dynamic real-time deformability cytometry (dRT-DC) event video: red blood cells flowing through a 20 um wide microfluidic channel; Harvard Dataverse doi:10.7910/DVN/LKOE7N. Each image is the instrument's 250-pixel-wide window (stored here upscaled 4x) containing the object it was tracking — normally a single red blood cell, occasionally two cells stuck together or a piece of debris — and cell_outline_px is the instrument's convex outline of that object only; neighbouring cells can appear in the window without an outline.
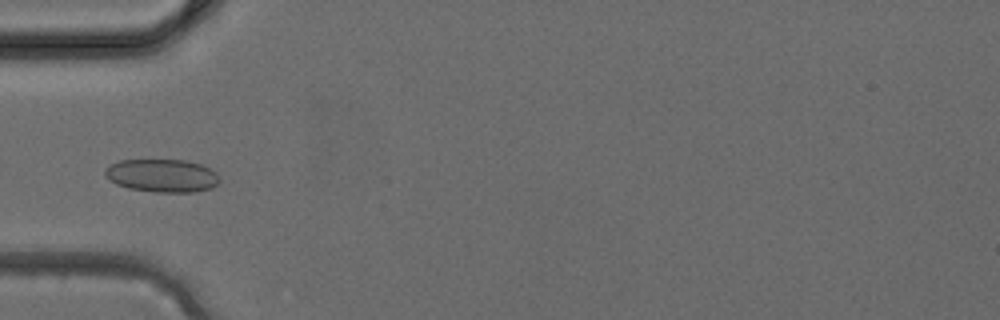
{"species": "common noctule bat (a hibernating species)", "species_latin": "Nyctalus noctula", "temperature_condition": "cold", "stored_images_in_passage": 37, "camera_frame_rate_fps": 3000, "um_per_image_px": 0.085, "animal": {"sex": "female", "body_mass_g": 24.6, "forearm_length_mm": 56.2}, "frame": {"image": 1, "passage_image": 13, "time_ms": 4.0, "image_size_px": [1000, 320], "cell_outline_px": [[220, 180], [212, 188], [196, 192], [156, 192], [128, 188], [116, 184], [108, 180], [104, 176], [104, 172], [112, 164], [120, 160], [184, 160], [200, 164], [216, 172]], "centroid_in_image_um": [13.77, 14.94], "position_along_channel_um": 71.2, "area_um2": 22.02}}
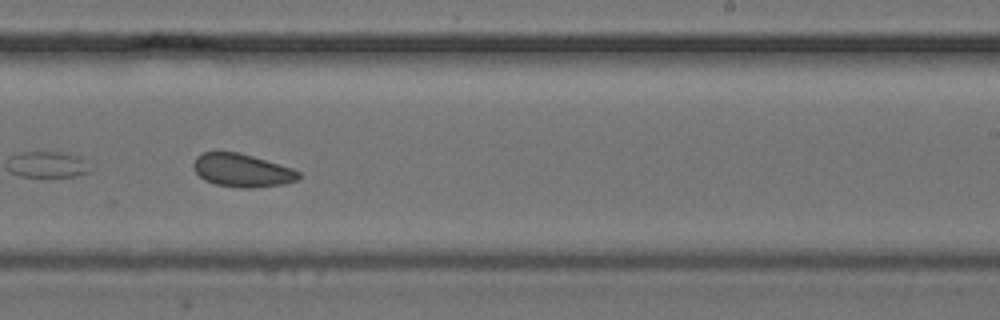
{"frame": {"image": 2, "passage_image": 24, "time_ms": 7.667, "image_size_px": [1000, 320], "cell_outline_px": [[300, 176], [296, 180], [284, 184], [252, 188], [244, 188], [216, 184], [204, 180], [196, 172], [192, 164], [196, 156], [204, 152], [240, 152], [292, 168], [300, 172]], "centroid_in_image_um": [20.57, 14.48], "position_along_channel_um": 268.4, "area_um2": 20.23}}
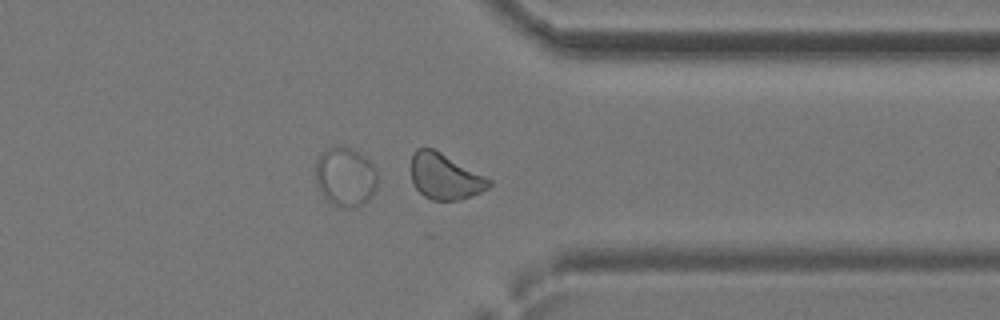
{"frame": {"image": 3, "passage_image": 30, "time_ms": 9.667, "image_size_px": [1000, 320], "cell_outline_px": [[492, 184], [488, 188], [480, 192], [460, 200], [432, 200], [424, 196], [412, 184], [412, 156], [416, 148], [432, 148], [440, 152], [492, 180]], "centroid_in_image_um": [37.81, 15.02], "position_along_channel_um": 373.6, "area_um2": 20.52}}